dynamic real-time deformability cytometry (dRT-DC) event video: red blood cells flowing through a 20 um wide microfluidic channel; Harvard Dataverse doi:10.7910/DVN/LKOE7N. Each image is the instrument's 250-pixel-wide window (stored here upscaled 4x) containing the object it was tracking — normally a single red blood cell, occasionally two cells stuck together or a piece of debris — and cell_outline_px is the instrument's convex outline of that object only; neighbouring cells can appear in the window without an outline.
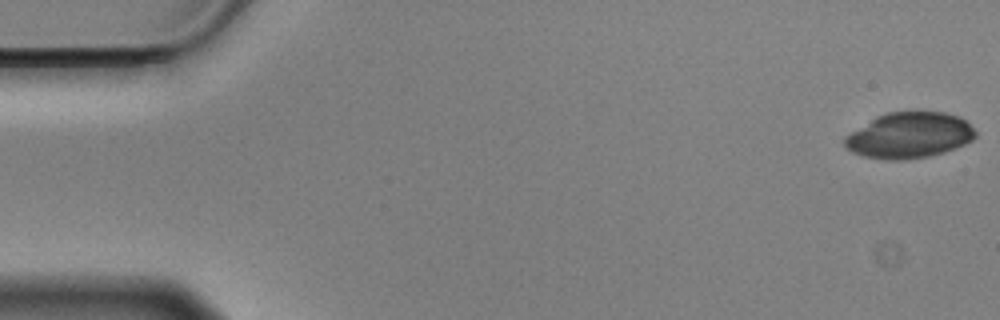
{"species": "Egyptian fruit bat (a non-hibernating species)", "species_latin": "Rousettus aegyptiacus", "temperature_condition": "cold", "stored_images_in_passage": 57, "camera_frame_rate_fps": 3000, "um_per_image_px": 0.085, "animal": {"sex": "male"}, "frame": {"image": 1, "passage_image": 1, "time_ms": 0.0, "image_size_px": [1000, 320], "cell_outline_px": [[976, 136], [972, 140], [956, 148], [944, 152], [928, 156], [908, 160], [888, 160], [864, 156], [852, 152], [844, 144], [844, 136], [876, 116], [888, 112], [944, 112], [960, 116], [976, 132]], "centroid_in_image_um": [77.28, 11.51], "position_along_channel_um": 7.7, "area_um2": 34.85}}